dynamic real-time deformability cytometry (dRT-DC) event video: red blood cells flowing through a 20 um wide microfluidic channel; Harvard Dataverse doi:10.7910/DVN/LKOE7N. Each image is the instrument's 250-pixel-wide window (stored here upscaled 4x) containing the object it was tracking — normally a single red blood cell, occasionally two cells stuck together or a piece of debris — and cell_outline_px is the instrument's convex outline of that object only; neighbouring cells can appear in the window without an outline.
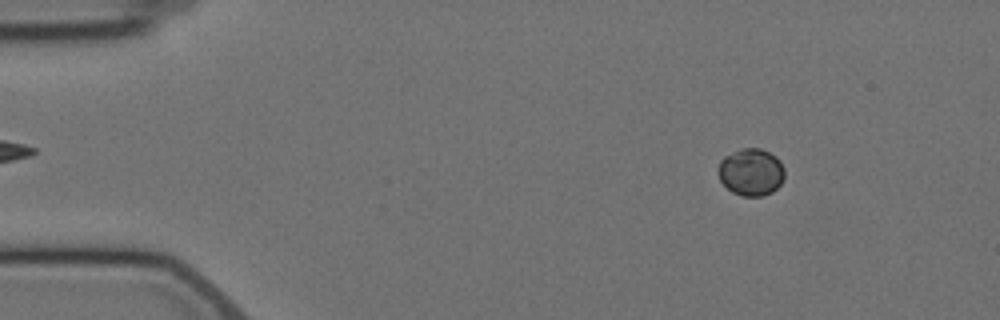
{"species": "Egyptian fruit bat (a non-hibernating species)", "species_latin": "Rousettus aegyptiacus", "temperature_condition": "cold", "stored_images_in_passage": 5, "camera_frame_rate_fps": 3000, "um_per_image_px": 0.085, "animal": {"sex": "female"}, "frame": {"image": 1, "passage_image": 2, "time_ms": 1.0, "image_size_px": [1000, 320], "cell_outline_px": [[784, 180], [772, 192], [764, 196], [744, 196], [732, 192], [720, 180], [716, 172], [720, 160], [724, 156], [740, 148], [760, 148], [776, 156], [780, 160], [784, 168]], "centroid_in_image_um": [63.83, 14.62], "position_along_channel_um": 21.2, "area_um2": 18.5}}
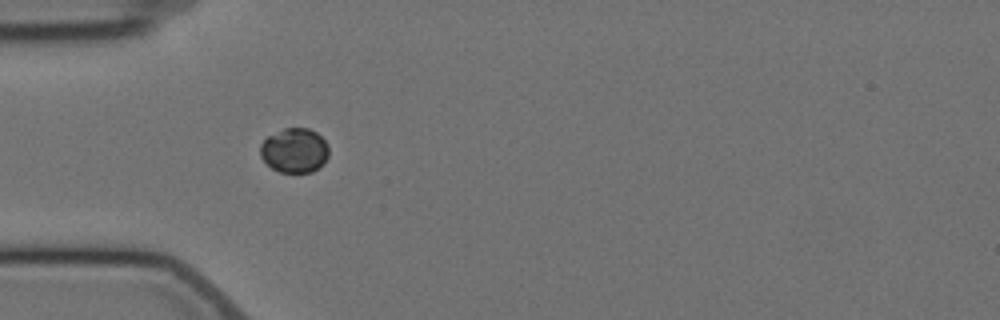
{"frame": {"image": 2, "passage_image": 4, "time_ms": 4.333, "image_size_px": [1000, 320], "cell_outline_px": [[328, 156], [324, 164], [312, 172], [280, 172], [272, 168], [260, 156], [260, 144], [268, 136], [284, 128], [308, 128], [316, 132], [328, 144]], "centroid_in_image_um": [25.04, 12.79], "position_along_channel_um": 60.0, "area_um2": 17.8}}
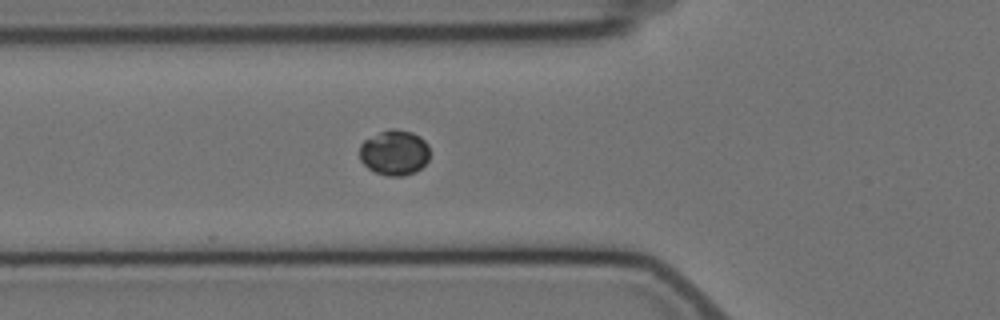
{"frame": {"image": 3, "passage_image": 5, "time_ms": 5.333, "image_size_px": [1000, 320], "cell_outline_px": [[428, 160], [416, 172], [404, 176], [388, 176], [376, 172], [368, 168], [360, 160], [360, 144], [364, 140], [380, 132], [392, 128], [396, 128], [412, 132], [420, 136], [428, 144]], "centroid_in_image_um": [33.52, 12.97], "position_along_channel_um": 92.3, "area_um2": 18.55}}